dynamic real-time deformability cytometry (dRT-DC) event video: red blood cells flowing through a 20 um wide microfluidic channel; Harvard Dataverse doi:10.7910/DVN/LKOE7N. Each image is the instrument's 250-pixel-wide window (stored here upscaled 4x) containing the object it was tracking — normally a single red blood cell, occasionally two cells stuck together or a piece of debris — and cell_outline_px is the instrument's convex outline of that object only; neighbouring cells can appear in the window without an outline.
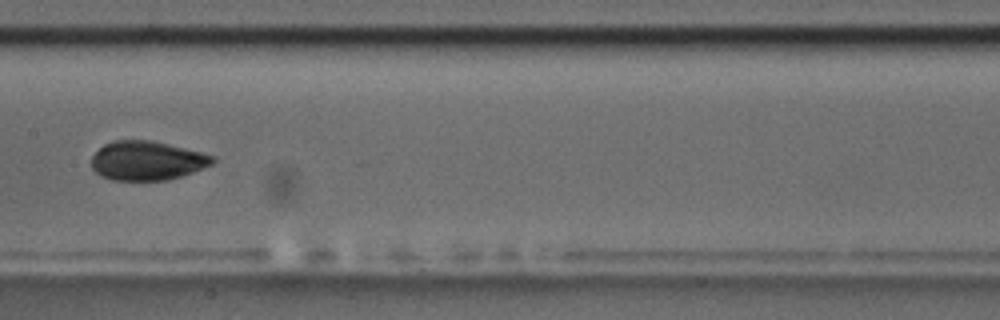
{"species": "common noctule bat (a hibernating species)", "species_latin": "Nyctalus noctula", "temperature_condition": "room temperature", "stored_images_in_passage": 14, "camera_frame_rate_fps": 3000, "um_per_image_px": 0.085, "animal": {"sex": "male", "body_mass_g": 17.5, "forearm_length_mm": 52.3}, "frame": {"image": 1, "passage_image": 7, "time_ms": 8.0, "image_size_px": [1000, 320], "cell_outline_px": [[216, 160], [212, 164], [192, 172], [168, 180], [112, 180], [100, 176], [92, 168], [92, 156], [104, 144], [112, 140], [152, 140], [216, 156]], "centroid_in_image_um": [12.48, 13.65], "position_along_channel_um": 194.9, "area_um2": 27.57}}
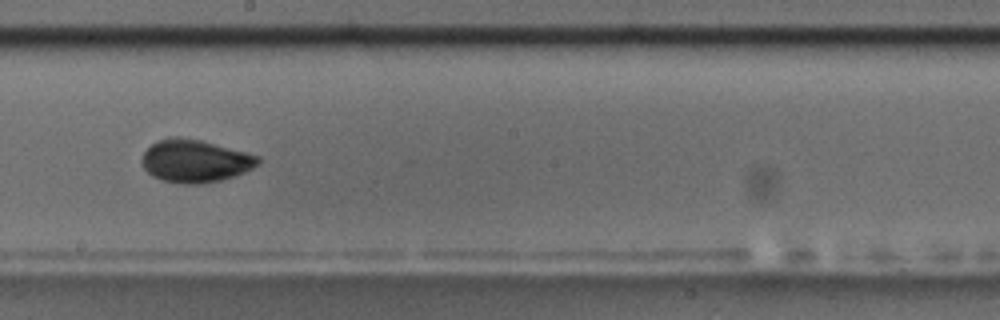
{"frame": {"image": 2, "passage_image": 8, "time_ms": 9.0, "image_size_px": [1000, 320], "cell_outline_px": [[260, 164], [244, 172], [220, 180], [200, 184], [184, 184], [160, 180], [152, 176], [140, 164], [140, 160], [144, 152], [156, 140], [168, 136], [180, 136], [200, 140], [260, 156]], "centroid_in_image_um": [16.53, 13.67], "position_along_channel_um": 231.7, "area_um2": 29.07}, "authors_computed_cell_mechanics": {"area_um2": 28.9578, "velocity_mm_per_s": 3.6886, "shape_relaxation_time_tau1_ms": 2.9968, "shape_relaxation_time_tau2_ms": 0.938, "deformation_change_tau1": 0.1334, "deformation_change_tau2": 0.0393}}